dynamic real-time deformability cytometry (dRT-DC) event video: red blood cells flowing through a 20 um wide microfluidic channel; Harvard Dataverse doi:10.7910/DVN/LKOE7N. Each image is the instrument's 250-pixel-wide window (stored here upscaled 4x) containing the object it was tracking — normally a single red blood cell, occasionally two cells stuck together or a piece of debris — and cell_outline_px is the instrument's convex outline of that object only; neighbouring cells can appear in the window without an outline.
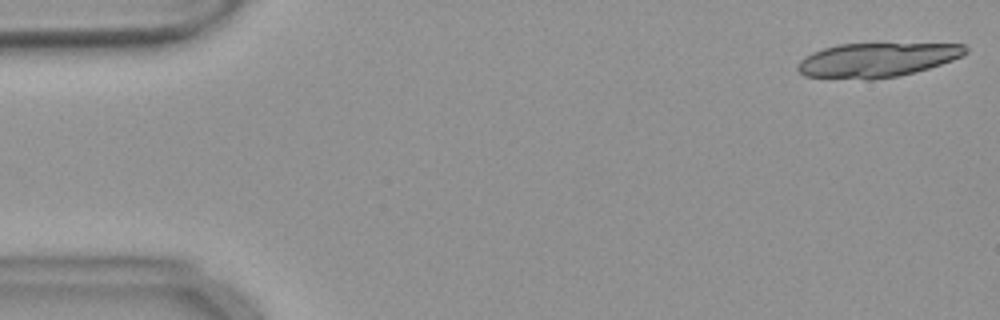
{"species": "common noctule bat (a hibernating species)", "species_latin": "Nyctalus noctula", "temperature_condition": "warm", "stored_images_in_passage": 17, "camera_frame_rate_fps": 3000, "um_per_image_px": 0.085, "animal": {"sex": "female", "body_mass_g": 18.4}, "frame": {"image": 1, "passage_image": 1, "time_ms": 0.0, "image_size_px": [1000, 320], "cell_outline_px": [[968, 52], [964, 56], [916, 72], [900, 76], [872, 80], [864, 80], [804, 76], [796, 68], [800, 60], [804, 56], [812, 52], [824, 48], [840, 44], [964, 44], [968, 48]], "centroid_in_image_um": [74.53, 5.11], "position_along_channel_um": 10.5, "area_um2": 33.64}}